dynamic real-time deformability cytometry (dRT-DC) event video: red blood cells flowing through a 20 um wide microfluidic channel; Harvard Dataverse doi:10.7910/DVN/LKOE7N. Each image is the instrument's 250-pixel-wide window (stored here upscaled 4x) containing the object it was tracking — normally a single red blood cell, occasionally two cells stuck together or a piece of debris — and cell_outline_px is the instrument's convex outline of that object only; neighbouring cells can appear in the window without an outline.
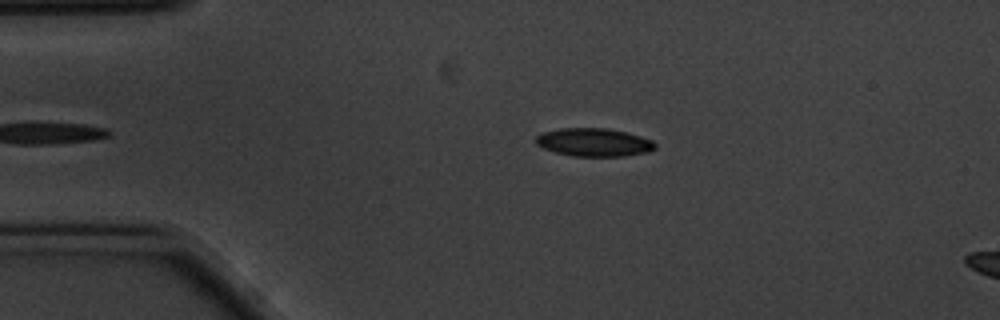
{"species": "common noctule bat (a hibernating species)", "species_latin": "Nyctalus noctula", "temperature_condition": "cold", "stored_images_in_passage": 8, "camera_frame_rate_fps": 3000, "um_per_image_px": 0.085, "animal": {"sex": "male", "body_mass_g": 20.1, "forearm_length_mm": 53.5}, "frame": {"image": 1, "passage_image": 3, "time_ms": 0.667, "image_size_px": [1000, 320], "cell_outline_px": [[656, 148], [648, 152], [624, 156], [572, 156], [556, 152], [544, 148], [536, 144], [536, 136], [544, 132], [560, 128], [608, 128], [640, 136], [652, 140], [656, 144]], "centroid_in_image_um": [50.5, 12.1], "position_along_channel_um": 34.5, "area_um2": 19.48}}